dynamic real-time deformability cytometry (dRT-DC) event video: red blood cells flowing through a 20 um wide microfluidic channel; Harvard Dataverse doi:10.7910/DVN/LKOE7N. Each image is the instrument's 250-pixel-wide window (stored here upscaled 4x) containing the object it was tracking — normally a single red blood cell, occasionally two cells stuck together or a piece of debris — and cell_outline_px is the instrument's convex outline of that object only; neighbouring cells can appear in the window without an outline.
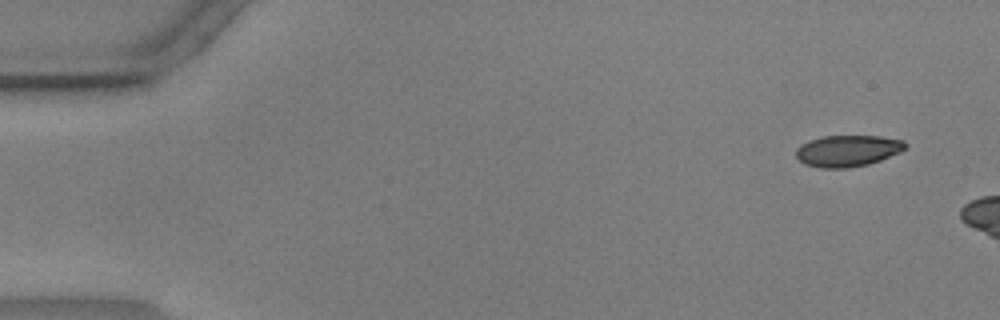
{"species": "common noctule bat (a hibernating species)", "species_latin": "Nyctalus noctula", "temperature_condition": "warm", "stored_images_in_passage": 9, "camera_frame_rate_fps": 3000, "um_per_image_px": 0.085, "animal": {"sex": "male", "body_mass_g": 17.9, "forearm_length_mm": 54.2}, "frame": {"image": 1, "passage_image": 4, "time_ms": 1.0, "image_size_px": [1000, 320], "cell_outline_px": [[908, 144], [900, 152], [880, 160], [868, 164], [848, 168], [820, 168], [804, 164], [796, 156], [796, 148], [800, 144], [808, 140], [824, 136], [880, 136], [904, 140]], "centroid_in_image_um": [72.03, 12.81], "position_along_channel_um": 13.0, "area_um2": 20.11}}